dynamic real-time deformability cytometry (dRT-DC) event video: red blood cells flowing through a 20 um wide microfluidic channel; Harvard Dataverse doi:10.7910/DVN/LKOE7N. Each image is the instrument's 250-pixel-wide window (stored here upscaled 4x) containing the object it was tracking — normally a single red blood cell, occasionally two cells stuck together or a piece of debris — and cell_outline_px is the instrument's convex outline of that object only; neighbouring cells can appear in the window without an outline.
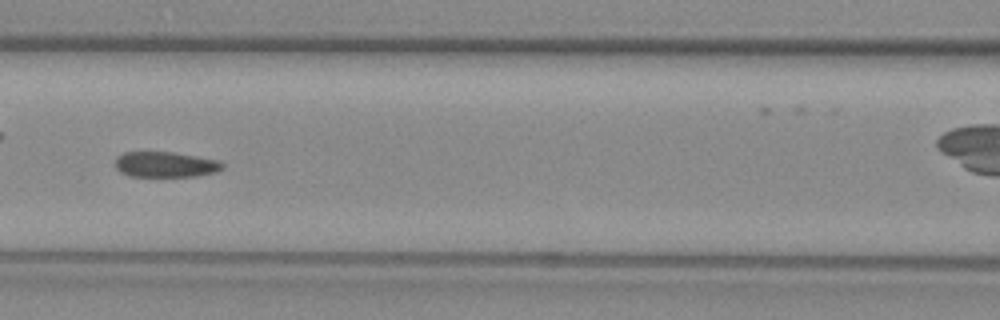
{"species": "common noctule bat (a hibernating species)", "species_latin": "Nyctalus noctula", "temperature_condition": "warm", "stored_images_in_passage": 53, "camera_frame_rate_fps": 3000, "um_per_image_px": 0.085, "animal": {"sex": "female", "body_mass_g": 29.2, "forearm_length_mm": 56.3}, "frame": {"image": 1, "passage_image": 23, "time_ms": 7.333, "image_size_px": [1000, 320], "cell_outline_px": [[224, 168], [216, 172], [196, 176], [128, 176], [120, 172], [116, 168], [116, 156], [124, 152], [172, 152], [196, 156], [216, 160], [224, 164]], "centroid_in_image_um": [14.04, 13.98], "position_along_channel_um": 152.6, "area_um2": 15.9}}
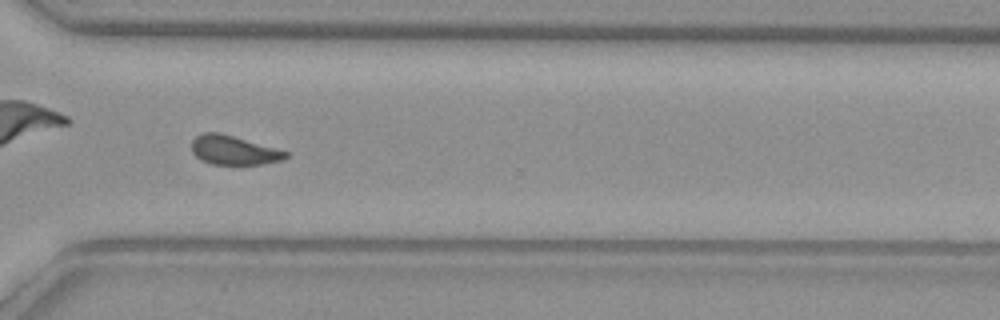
{"frame": {"image": 2, "passage_image": 38, "time_ms": 12.333, "image_size_px": [1000, 320], "cell_outline_px": [[288, 156], [284, 160], [264, 164], [212, 164], [200, 160], [192, 152], [192, 140], [196, 136], [204, 132], [220, 132], [276, 148], [288, 152]], "centroid_in_image_um": [19.86, 12.77], "position_along_channel_um": 350.7, "area_um2": 16.01}, "authors_computed_cell_mechanics": {"area_um2": 16.9354, "velocity_mm_per_s": 3.9629, "shape_relaxation_time_tau1_ms": null, "shape_relaxation_time_tau2_ms": 1.5802, "deformation_change_tau1": null, "deformation_change_tau2": 0.0924}}